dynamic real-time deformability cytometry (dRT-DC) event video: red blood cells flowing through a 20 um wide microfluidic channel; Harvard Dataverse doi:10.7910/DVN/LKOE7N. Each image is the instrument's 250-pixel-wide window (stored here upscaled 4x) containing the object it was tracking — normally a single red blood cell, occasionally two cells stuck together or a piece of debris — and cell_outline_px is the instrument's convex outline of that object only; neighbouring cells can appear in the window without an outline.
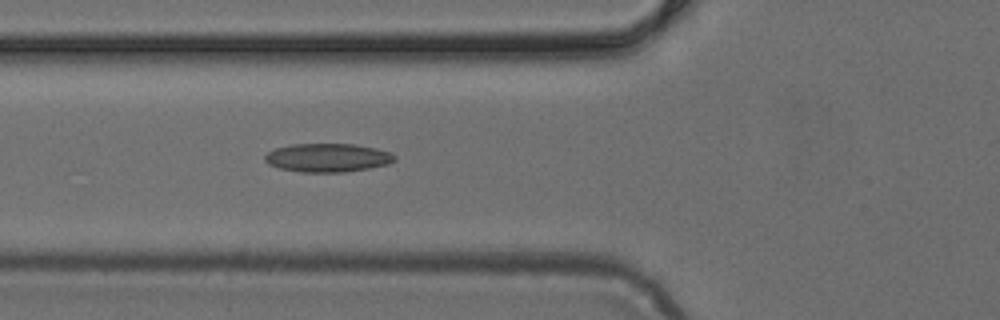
{"species": "common noctule bat (a hibernating species)", "species_latin": "Nyctalus noctula", "temperature_condition": "cold", "stored_images_in_passage": 5, "camera_frame_rate_fps": 3000, "um_per_image_px": 0.085, "animal": {"sex": "female", "body_mass_g": 24.6, "forearm_length_mm": 56.2}, "frame": {"image": 1, "passage_image": 5, "time_ms": 1.333, "image_size_px": [1000, 320], "cell_outline_px": [[396, 160], [388, 164], [368, 168], [344, 172], [300, 172], [280, 168], [268, 164], [264, 160], [264, 156], [268, 152], [276, 148], [292, 144], [356, 144], [376, 148], [392, 152], [396, 156]], "centroid_in_image_um": [27.87, 13.4], "position_along_channel_um": 97.9, "area_um2": 21.68}}